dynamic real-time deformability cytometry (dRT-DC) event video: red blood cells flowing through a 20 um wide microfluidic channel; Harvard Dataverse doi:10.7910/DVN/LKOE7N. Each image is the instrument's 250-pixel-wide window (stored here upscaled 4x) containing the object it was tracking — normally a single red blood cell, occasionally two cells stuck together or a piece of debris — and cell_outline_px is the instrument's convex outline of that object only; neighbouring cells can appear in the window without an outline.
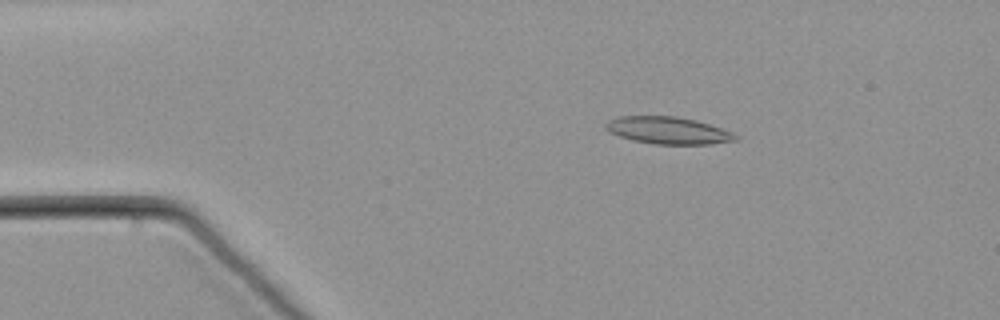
{"species": "common noctule bat (a hibernating species)", "species_latin": "Nyctalus noctula", "temperature_condition": "warm", "stored_images_in_passage": 61, "camera_frame_rate_fps": 3000, "um_per_image_px": 0.085, "animal": {"sex": "male", "body_mass_g": 21.5, "forearm_length_mm": 52.0}, "frame": {"image": 1, "passage_image": 11, "time_ms": 3.333, "image_size_px": [1000, 320], "cell_outline_px": [[740, 136], [736, 140], [712, 144], [656, 144], [632, 140], [608, 132], [604, 128], [604, 124], [608, 120], [616, 116], [676, 116], [696, 120], [732, 132]], "centroid_in_image_um": [56.75, 11.08], "position_along_channel_um": 28.3, "area_um2": 20.63}}
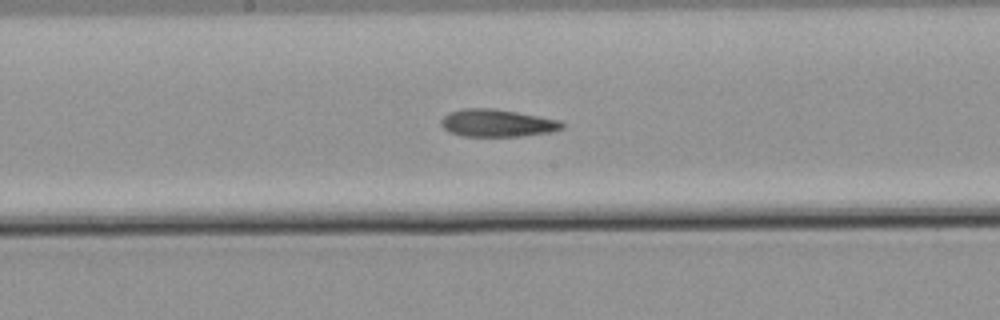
{"frame": {"image": 2, "passage_image": 32, "time_ms": 10.333, "image_size_px": [1000, 320], "cell_outline_px": [[564, 128], [548, 132], [520, 136], [464, 136], [448, 132], [440, 124], [440, 120], [448, 112], [464, 108], [492, 108], [516, 112], [560, 120], [564, 124]], "centroid_in_image_um": [42.21, 10.45], "position_along_channel_um": 206.0, "area_um2": 19.31}}
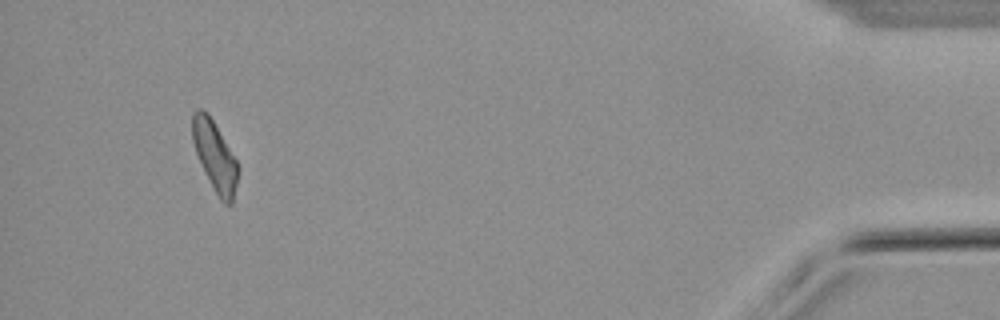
{"frame": {"image": 3, "passage_image": 57, "time_ms": 18.667, "image_size_px": [1000, 320], "cell_outline_px": [[240, 168], [232, 204], [224, 204], [220, 200], [196, 152], [192, 140], [192, 112], [196, 108], [200, 108], [208, 112], [236, 160]], "centroid_in_image_um": [18.27, 13.23], "position_along_channel_um": 416.9, "area_um2": 18.21}}